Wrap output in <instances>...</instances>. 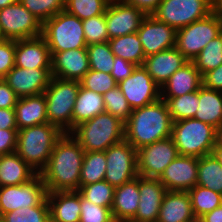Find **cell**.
<instances>
[{"label": "cell", "instance_id": "cell-23", "mask_svg": "<svg viewBox=\"0 0 222 222\" xmlns=\"http://www.w3.org/2000/svg\"><path fill=\"white\" fill-rule=\"evenodd\" d=\"M157 222H198L188 191H167Z\"/></svg>", "mask_w": 222, "mask_h": 222}, {"label": "cell", "instance_id": "cell-15", "mask_svg": "<svg viewBox=\"0 0 222 222\" xmlns=\"http://www.w3.org/2000/svg\"><path fill=\"white\" fill-rule=\"evenodd\" d=\"M146 14L123 0H110L105 10L109 39L137 32Z\"/></svg>", "mask_w": 222, "mask_h": 222}, {"label": "cell", "instance_id": "cell-3", "mask_svg": "<svg viewBox=\"0 0 222 222\" xmlns=\"http://www.w3.org/2000/svg\"><path fill=\"white\" fill-rule=\"evenodd\" d=\"M64 132L44 123L18 130L16 153L38 174L46 167L53 147Z\"/></svg>", "mask_w": 222, "mask_h": 222}, {"label": "cell", "instance_id": "cell-16", "mask_svg": "<svg viewBox=\"0 0 222 222\" xmlns=\"http://www.w3.org/2000/svg\"><path fill=\"white\" fill-rule=\"evenodd\" d=\"M145 57L176 45V30L168 24L146 15L137 31Z\"/></svg>", "mask_w": 222, "mask_h": 222}, {"label": "cell", "instance_id": "cell-24", "mask_svg": "<svg viewBox=\"0 0 222 222\" xmlns=\"http://www.w3.org/2000/svg\"><path fill=\"white\" fill-rule=\"evenodd\" d=\"M202 86V75L192 61L175 71L161 87V98H173L198 91Z\"/></svg>", "mask_w": 222, "mask_h": 222}, {"label": "cell", "instance_id": "cell-1", "mask_svg": "<svg viewBox=\"0 0 222 222\" xmlns=\"http://www.w3.org/2000/svg\"><path fill=\"white\" fill-rule=\"evenodd\" d=\"M84 152L69 133L62 135L53 147L46 167L39 173L48 193L79 190Z\"/></svg>", "mask_w": 222, "mask_h": 222}, {"label": "cell", "instance_id": "cell-6", "mask_svg": "<svg viewBox=\"0 0 222 222\" xmlns=\"http://www.w3.org/2000/svg\"><path fill=\"white\" fill-rule=\"evenodd\" d=\"M216 128L194 118L173 122L171 137L179 155L203 157L212 154Z\"/></svg>", "mask_w": 222, "mask_h": 222}, {"label": "cell", "instance_id": "cell-54", "mask_svg": "<svg viewBox=\"0 0 222 222\" xmlns=\"http://www.w3.org/2000/svg\"><path fill=\"white\" fill-rule=\"evenodd\" d=\"M214 12L218 15L222 25V0H217L214 3Z\"/></svg>", "mask_w": 222, "mask_h": 222}, {"label": "cell", "instance_id": "cell-58", "mask_svg": "<svg viewBox=\"0 0 222 222\" xmlns=\"http://www.w3.org/2000/svg\"><path fill=\"white\" fill-rule=\"evenodd\" d=\"M4 39L0 36V43L3 41Z\"/></svg>", "mask_w": 222, "mask_h": 222}, {"label": "cell", "instance_id": "cell-55", "mask_svg": "<svg viewBox=\"0 0 222 222\" xmlns=\"http://www.w3.org/2000/svg\"><path fill=\"white\" fill-rule=\"evenodd\" d=\"M215 146H222V124L216 128Z\"/></svg>", "mask_w": 222, "mask_h": 222}, {"label": "cell", "instance_id": "cell-48", "mask_svg": "<svg viewBox=\"0 0 222 222\" xmlns=\"http://www.w3.org/2000/svg\"><path fill=\"white\" fill-rule=\"evenodd\" d=\"M17 137L18 129H0V155L16 151Z\"/></svg>", "mask_w": 222, "mask_h": 222}, {"label": "cell", "instance_id": "cell-42", "mask_svg": "<svg viewBox=\"0 0 222 222\" xmlns=\"http://www.w3.org/2000/svg\"><path fill=\"white\" fill-rule=\"evenodd\" d=\"M103 98L105 112L116 116L124 123L129 119L132 109L118 85L114 89L108 90L103 94Z\"/></svg>", "mask_w": 222, "mask_h": 222}, {"label": "cell", "instance_id": "cell-27", "mask_svg": "<svg viewBox=\"0 0 222 222\" xmlns=\"http://www.w3.org/2000/svg\"><path fill=\"white\" fill-rule=\"evenodd\" d=\"M17 129H24L48 122L44 93L21 97L15 105Z\"/></svg>", "mask_w": 222, "mask_h": 222}, {"label": "cell", "instance_id": "cell-39", "mask_svg": "<svg viewBox=\"0 0 222 222\" xmlns=\"http://www.w3.org/2000/svg\"><path fill=\"white\" fill-rule=\"evenodd\" d=\"M90 69L105 73L111 72L115 55L111 51L109 42L91 44L86 47Z\"/></svg>", "mask_w": 222, "mask_h": 222}, {"label": "cell", "instance_id": "cell-13", "mask_svg": "<svg viewBox=\"0 0 222 222\" xmlns=\"http://www.w3.org/2000/svg\"><path fill=\"white\" fill-rule=\"evenodd\" d=\"M178 155L171 136L141 147L137 150L138 176L159 178Z\"/></svg>", "mask_w": 222, "mask_h": 222}, {"label": "cell", "instance_id": "cell-57", "mask_svg": "<svg viewBox=\"0 0 222 222\" xmlns=\"http://www.w3.org/2000/svg\"><path fill=\"white\" fill-rule=\"evenodd\" d=\"M18 0H0V9L10 6L13 3H16Z\"/></svg>", "mask_w": 222, "mask_h": 222}, {"label": "cell", "instance_id": "cell-51", "mask_svg": "<svg viewBox=\"0 0 222 222\" xmlns=\"http://www.w3.org/2000/svg\"><path fill=\"white\" fill-rule=\"evenodd\" d=\"M0 129H17L15 108H0Z\"/></svg>", "mask_w": 222, "mask_h": 222}, {"label": "cell", "instance_id": "cell-17", "mask_svg": "<svg viewBox=\"0 0 222 222\" xmlns=\"http://www.w3.org/2000/svg\"><path fill=\"white\" fill-rule=\"evenodd\" d=\"M199 158L178 155L158 180L167 191H189L197 185Z\"/></svg>", "mask_w": 222, "mask_h": 222}, {"label": "cell", "instance_id": "cell-31", "mask_svg": "<svg viewBox=\"0 0 222 222\" xmlns=\"http://www.w3.org/2000/svg\"><path fill=\"white\" fill-rule=\"evenodd\" d=\"M108 42L115 56L121 57L137 66L143 65L145 54L137 32L111 38Z\"/></svg>", "mask_w": 222, "mask_h": 222}, {"label": "cell", "instance_id": "cell-25", "mask_svg": "<svg viewBox=\"0 0 222 222\" xmlns=\"http://www.w3.org/2000/svg\"><path fill=\"white\" fill-rule=\"evenodd\" d=\"M139 201V176L128 183L115 187L111 208L114 221L129 222L137 212Z\"/></svg>", "mask_w": 222, "mask_h": 222}, {"label": "cell", "instance_id": "cell-7", "mask_svg": "<svg viewBox=\"0 0 222 222\" xmlns=\"http://www.w3.org/2000/svg\"><path fill=\"white\" fill-rule=\"evenodd\" d=\"M42 37L50 52L87 47L82 20L65 10L42 24Z\"/></svg>", "mask_w": 222, "mask_h": 222}, {"label": "cell", "instance_id": "cell-14", "mask_svg": "<svg viewBox=\"0 0 222 222\" xmlns=\"http://www.w3.org/2000/svg\"><path fill=\"white\" fill-rule=\"evenodd\" d=\"M132 110L141 108L161 98V87L142 66H136L132 74L118 83Z\"/></svg>", "mask_w": 222, "mask_h": 222}, {"label": "cell", "instance_id": "cell-35", "mask_svg": "<svg viewBox=\"0 0 222 222\" xmlns=\"http://www.w3.org/2000/svg\"><path fill=\"white\" fill-rule=\"evenodd\" d=\"M192 209L198 220L204 214L211 212L222 204V194L196 185L188 191Z\"/></svg>", "mask_w": 222, "mask_h": 222}, {"label": "cell", "instance_id": "cell-5", "mask_svg": "<svg viewBox=\"0 0 222 222\" xmlns=\"http://www.w3.org/2000/svg\"><path fill=\"white\" fill-rule=\"evenodd\" d=\"M80 85L77 80L51 76L44 91L48 123L56 125L64 133L72 130V113Z\"/></svg>", "mask_w": 222, "mask_h": 222}, {"label": "cell", "instance_id": "cell-56", "mask_svg": "<svg viewBox=\"0 0 222 222\" xmlns=\"http://www.w3.org/2000/svg\"><path fill=\"white\" fill-rule=\"evenodd\" d=\"M212 154L222 165V146H215L213 148Z\"/></svg>", "mask_w": 222, "mask_h": 222}, {"label": "cell", "instance_id": "cell-32", "mask_svg": "<svg viewBox=\"0 0 222 222\" xmlns=\"http://www.w3.org/2000/svg\"><path fill=\"white\" fill-rule=\"evenodd\" d=\"M197 185L222 194V165L213 154L199 157Z\"/></svg>", "mask_w": 222, "mask_h": 222}, {"label": "cell", "instance_id": "cell-2", "mask_svg": "<svg viewBox=\"0 0 222 222\" xmlns=\"http://www.w3.org/2000/svg\"><path fill=\"white\" fill-rule=\"evenodd\" d=\"M173 121L166 102L160 98L132 110L124 124V139L136 150L171 136Z\"/></svg>", "mask_w": 222, "mask_h": 222}, {"label": "cell", "instance_id": "cell-8", "mask_svg": "<svg viewBox=\"0 0 222 222\" xmlns=\"http://www.w3.org/2000/svg\"><path fill=\"white\" fill-rule=\"evenodd\" d=\"M212 12L214 3L211 0H161L151 15L177 31Z\"/></svg>", "mask_w": 222, "mask_h": 222}, {"label": "cell", "instance_id": "cell-43", "mask_svg": "<svg viewBox=\"0 0 222 222\" xmlns=\"http://www.w3.org/2000/svg\"><path fill=\"white\" fill-rule=\"evenodd\" d=\"M86 44H97L109 41L105 13L82 20Z\"/></svg>", "mask_w": 222, "mask_h": 222}, {"label": "cell", "instance_id": "cell-46", "mask_svg": "<svg viewBox=\"0 0 222 222\" xmlns=\"http://www.w3.org/2000/svg\"><path fill=\"white\" fill-rule=\"evenodd\" d=\"M15 41L4 39L0 43V79L15 66Z\"/></svg>", "mask_w": 222, "mask_h": 222}, {"label": "cell", "instance_id": "cell-29", "mask_svg": "<svg viewBox=\"0 0 222 222\" xmlns=\"http://www.w3.org/2000/svg\"><path fill=\"white\" fill-rule=\"evenodd\" d=\"M105 112L102 94L87 90L80 85L72 113V129L84 121Z\"/></svg>", "mask_w": 222, "mask_h": 222}, {"label": "cell", "instance_id": "cell-37", "mask_svg": "<svg viewBox=\"0 0 222 222\" xmlns=\"http://www.w3.org/2000/svg\"><path fill=\"white\" fill-rule=\"evenodd\" d=\"M0 222H51L48 200L46 198L40 205L3 214Z\"/></svg>", "mask_w": 222, "mask_h": 222}, {"label": "cell", "instance_id": "cell-40", "mask_svg": "<svg viewBox=\"0 0 222 222\" xmlns=\"http://www.w3.org/2000/svg\"><path fill=\"white\" fill-rule=\"evenodd\" d=\"M110 0H65V8L69 14L80 20L105 13Z\"/></svg>", "mask_w": 222, "mask_h": 222}, {"label": "cell", "instance_id": "cell-47", "mask_svg": "<svg viewBox=\"0 0 222 222\" xmlns=\"http://www.w3.org/2000/svg\"><path fill=\"white\" fill-rule=\"evenodd\" d=\"M137 65H135L132 62H129L121 57L115 56L113 68L110 72V74L113 76L114 80L119 83L122 80H125L127 77H129L133 70L136 68Z\"/></svg>", "mask_w": 222, "mask_h": 222}, {"label": "cell", "instance_id": "cell-18", "mask_svg": "<svg viewBox=\"0 0 222 222\" xmlns=\"http://www.w3.org/2000/svg\"><path fill=\"white\" fill-rule=\"evenodd\" d=\"M50 78L51 68L26 69L14 66L3 79L21 98L44 93Z\"/></svg>", "mask_w": 222, "mask_h": 222}, {"label": "cell", "instance_id": "cell-52", "mask_svg": "<svg viewBox=\"0 0 222 222\" xmlns=\"http://www.w3.org/2000/svg\"><path fill=\"white\" fill-rule=\"evenodd\" d=\"M124 2L137 7L146 15H151L158 7L161 0H123Z\"/></svg>", "mask_w": 222, "mask_h": 222}, {"label": "cell", "instance_id": "cell-4", "mask_svg": "<svg viewBox=\"0 0 222 222\" xmlns=\"http://www.w3.org/2000/svg\"><path fill=\"white\" fill-rule=\"evenodd\" d=\"M124 122L107 112L75 126L69 134L85 152L105 151L124 140Z\"/></svg>", "mask_w": 222, "mask_h": 222}, {"label": "cell", "instance_id": "cell-9", "mask_svg": "<svg viewBox=\"0 0 222 222\" xmlns=\"http://www.w3.org/2000/svg\"><path fill=\"white\" fill-rule=\"evenodd\" d=\"M221 33V21L218 15L212 12L209 16L177 30L175 47L188 61H192L212 39Z\"/></svg>", "mask_w": 222, "mask_h": 222}, {"label": "cell", "instance_id": "cell-38", "mask_svg": "<svg viewBox=\"0 0 222 222\" xmlns=\"http://www.w3.org/2000/svg\"><path fill=\"white\" fill-rule=\"evenodd\" d=\"M78 192L81 196L95 205L112 208L115 187L105 180L94 184L80 186Z\"/></svg>", "mask_w": 222, "mask_h": 222}, {"label": "cell", "instance_id": "cell-22", "mask_svg": "<svg viewBox=\"0 0 222 222\" xmlns=\"http://www.w3.org/2000/svg\"><path fill=\"white\" fill-rule=\"evenodd\" d=\"M187 62L188 60L183 54L176 47H172L145 57L143 67L152 79L162 87L172 74Z\"/></svg>", "mask_w": 222, "mask_h": 222}, {"label": "cell", "instance_id": "cell-34", "mask_svg": "<svg viewBox=\"0 0 222 222\" xmlns=\"http://www.w3.org/2000/svg\"><path fill=\"white\" fill-rule=\"evenodd\" d=\"M168 107L172 121L194 118L199 106V90L173 98H162Z\"/></svg>", "mask_w": 222, "mask_h": 222}, {"label": "cell", "instance_id": "cell-10", "mask_svg": "<svg viewBox=\"0 0 222 222\" xmlns=\"http://www.w3.org/2000/svg\"><path fill=\"white\" fill-rule=\"evenodd\" d=\"M0 36L21 40L42 36V23L19 1L0 9Z\"/></svg>", "mask_w": 222, "mask_h": 222}, {"label": "cell", "instance_id": "cell-19", "mask_svg": "<svg viewBox=\"0 0 222 222\" xmlns=\"http://www.w3.org/2000/svg\"><path fill=\"white\" fill-rule=\"evenodd\" d=\"M51 76L64 80L80 81L90 70L86 48L50 52Z\"/></svg>", "mask_w": 222, "mask_h": 222}, {"label": "cell", "instance_id": "cell-12", "mask_svg": "<svg viewBox=\"0 0 222 222\" xmlns=\"http://www.w3.org/2000/svg\"><path fill=\"white\" fill-rule=\"evenodd\" d=\"M47 193L40 174L21 185L2 186L0 187V216L19 208L40 205L47 198Z\"/></svg>", "mask_w": 222, "mask_h": 222}, {"label": "cell", "instance_id": "cell-30", "mask_svg": "<svg viewBox=\"0 0 222 222\" xmlns=\"http://www.w3.org/2000/svg\"><path fill=\"white\" fill-rule=\"evenodd\" d=\"M194 119L218 128L222 124V92L199 88V106Z\"/></svg>", "mask_w": 222, "mask_h": 222}, {"label": "cell", "instance_id": "cell-26", "mask_svg": "<svg viewBox=\"0 0 222 222\" xmlns=\"http://www.w3.org/2000/svg\"><path fill=\"white\" fill-rule=\"evenodd\" d=\"M51 222H80V193L78 191L47 193Z\"/></svg>", "mask_w": 222, "mask_h": 222}, {"label": "cell", "instance_id": "cell-53", "mask_svg": "<svg viewBox=\"0 0 222 222\" xmlns=\"http://www.w3.org/2000/svg\"><path fill=\"white\" fill-rule=\"evenodd\" d=\"M198 222H222V204L211 212L201 216Z\"/></svg>", "mask_w": 222, "mask_h": 222}, {"label": "cell", "instance_id": "cell-33", "mask_svg": "<svg viewBox=\"0 0 222 222\" xmlns=\"http://www.w3.org/2000/svg\"><path fill=\"white\" fill-rule=\"evenodd\" d=\"M107 161L104 151L84 152L80 171V186L94 184L104 180Z\"/></svg>", "mask_w": 222, "mask_h": 222}, {"label": "cell", "instance_id": "cell-11", "mask_svg": "<svg viewBox=\"0 0 222 222\" xmlns=\"http://www.w3.org/2000/svg\"><path fill=\"white\" fill-rule=\"evenodd\" d=\"M104 152L107 161L104 180L108 184L117 187L138 177L137 150L125 139Z\"/></svg>", "mask_w": 222, "mask_h": 222}, {"label": "cell", "instance_id": "cell-49", "mask_svg": "<svg viewBox=\"0 0 222 222\" xmlns=\"http://www.w3.org/2000/svg\"><path fill=\"white\" fill-rule=\"evenodd\" d=\"M202 85L206 88L222 92V64L202 76Z\"/></svg>", "mask_w": 222, "mask_h": 222}, {"label": "cell", "instance_id": "cell-28", "mask_svg": "<svg viewBox=\"0 0 222 222\" xmlns=\"http://www.w3.org/2000/svg\"><path fill=\"white\" fill-rule=\"evenodd\" d=\"M37 174L16 152L0 155V187L27 183Z\"/></svg>", "mask_w": 222, "mask_h": 222}, {"label": "cell", "instance_id": "cell-20", "mask_svg": "<svg viewBox=\"0 0 222 222\" xmlns=\"http://www.w3.org/2000/svg\"><path fill=\"white\" fill-rule=\"evenodd\" d=\"M140 201L135 216L129 222H157L167 189L158 178L139 176Z\"/></svg>", "mask_w": 222, "mask_h": 222}, {"label": "cell", "instance_id": "cell-50", "mask_svg": "<svg viewBox=\"0 0 222 222\" xmlns=\"http://www.w3.org/2000/svg\"><path fill=\"white\" fill-rule=\"evenodd\" d=\"M18 99L13 89L4 79H0V108H15Z\"/></svg>", "mask_w": 222, "mask_h": 222}, {"label": "cell", "instance_id": "cell-45", "mask_svg": "<svg viewBox=\"0 0 222 222\" xmlns=\"http://www.w3.org/2000/svg\"><path fill=\"white\" fill-rule=\"evenodd\" d=\"M80 222H115L110 208L101 207L84 199L80 194Z\"/></svg>", "mask_w": 222, "mask_h": 222}, {"label": "cell", "instance_id": "cell-44", "mask_svg": "<svg viewBox=\"0 0 222 222\" xmlns=\"http://www.w3.org/2000/svg\"><path fill=\"white\" fill-rule=\"evenodd\" d=\"M80 84L83 88L102 95L118 85L111 74L92 69L80 80Z\"/></svg>", "mask_w": 222, "mask_h": 222}, {"label": "cell", "instance_id": "cell-41", "mask_svg": "<svg viewBox=\"0 0 222 222\" xmlns=\"http://www.w3.org/2000/svg\"><path fill=\"white\" fill-rule=\"evenodd\" d=\"M42 24L65 8V0H18Z\"/></svg>", "mask_w": 222, "mask_h": 222}, {"label": "cell", "instance_id": "cell-36", "mask_svg": "<svg viewBox=\"0 0 222 222\" xmlns=\"http://www.w3.org/2000/svg\"><path fill=\"white\" fill-rule=\"evenodd\" d=\"M195 67L203 76L222 64V33L212 39L201 52L192 60Z\"/></svg>", "mask_w": 222, "mask_h": 222}, {"label": "cell", "instance_id": "cell-21", "mask_svg": "<svg viewBox=\"0 0 222 222\" xmlns=\"http://www.w3.org/2000/svg\"><path fill=\"white\" fill-rule=\"evenodd\" d=\"M14 61L20 68H51L48 44L42 36L16 40Z\"/></svg>", "mask_w": 222, "mask_h": 222}]
</instances>
